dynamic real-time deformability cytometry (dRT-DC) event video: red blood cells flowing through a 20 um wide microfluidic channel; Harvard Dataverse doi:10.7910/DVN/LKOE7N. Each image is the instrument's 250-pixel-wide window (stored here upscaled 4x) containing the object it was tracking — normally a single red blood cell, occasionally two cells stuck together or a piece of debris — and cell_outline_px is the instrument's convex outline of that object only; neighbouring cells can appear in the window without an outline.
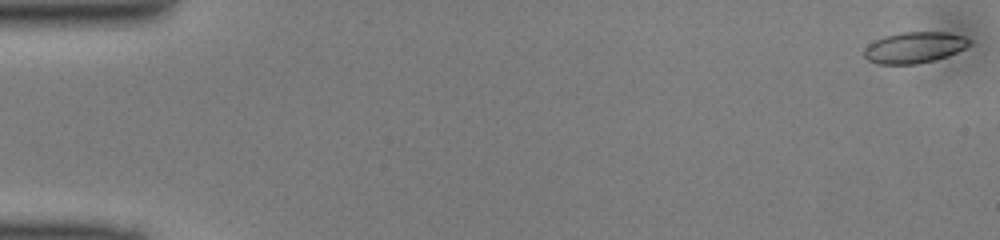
{"species": "common noctule bat (a hibernating species)", "species_latin": "Nyctalus noctula", "temperature_condition": "cold", "stored_images_in_passage": 49, "camera_frame_rate_fps": 3000, "um_per_image_px": 0.085, "animal": {"sex": "male", "body_mass_g": 13.0, "forearm_length_mm": 53.1}, "frame": {"image": 1, "passage_image": 1, "time_ms": 0.0, "image_size_px": [1000, 240], "cell_outline_px": [[972, 44], [948, 56], [916, 64], [876, 64], [868, 60], [864, 56], [864, 48], [868, 44], [884, 36], [900, 32], [948, 32], [964, 36], [972, 40]], "centroid_in_image_um": [77.73, 4.03], "position_along_channel_um": 7.3, "area_um2": 19.19}}
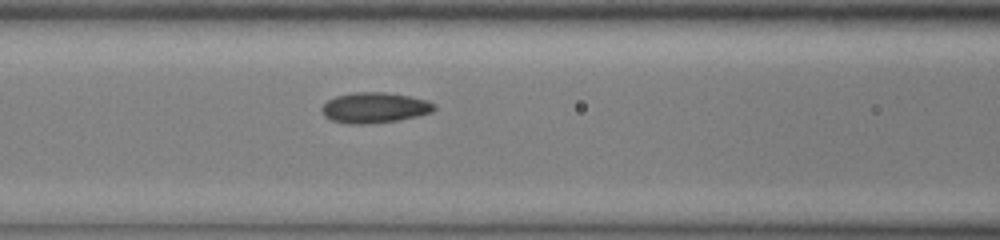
{"frame": {"image": 2, "passage_image": 21, "time_ms": 6.667, "image_size_px": [1000, 240], "cell_outline_px": [[436, 108], [432, 112], [416, 116], [396, 120], [364, 124], [352, 124], [332, 120], [324, 116], [320, 108], [328, 100], [336, 96], [356, 92], [384, 92], [408, 96], [428, 100], [436, 104]], "centroid_in_image_um": [31.84, 9.14], "position_along_channel_um": 134.8, "area_um2": 19.83}}
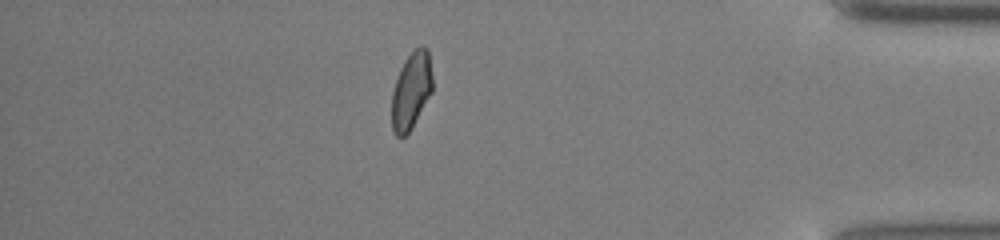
{"frame": {"image": 3, "passage_image": 43, "time_ms": 14.0, "image_size_px": [1000, 240], "cell_outline_px": [[432, 92], [408, 132], [404, 136], [396, 136], [392, 132], [392, 92], [400, 68], [404, 60], [416, 48], [428, 48], [432, 76]], "centroid_in_image_um": [34.94, 7.7], "position_along_channel_um": 400.3, "area_um2": 17.92}}